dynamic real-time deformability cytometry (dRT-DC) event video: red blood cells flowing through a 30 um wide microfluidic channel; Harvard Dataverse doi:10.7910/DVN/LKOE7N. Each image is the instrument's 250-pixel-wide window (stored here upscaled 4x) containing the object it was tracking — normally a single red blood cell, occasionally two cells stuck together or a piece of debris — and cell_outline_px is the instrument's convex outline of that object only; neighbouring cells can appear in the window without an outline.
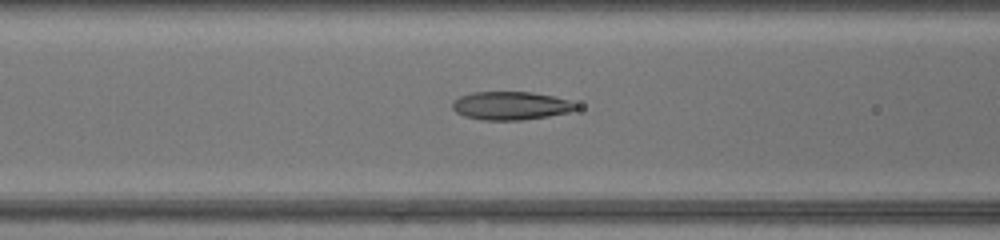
{"species": "common noctule bat (a hibernating species)", "species_latin": "Nyctalus noctula", "temperature_condition": "warm", "stored_images_in_passage": 48, "camera_frame_rate_fps": 3000, "um_per_image_px": 0.085, "animal": {"sex": "female", "body_mass_g": 17.0, "forearm_length_mm": 48.0}, "frame": {"image": 1, "passage_image": 21, "time_ms": 6.667, "image_size_px": [1000, 240], "cell_outline_px": [[580, 108], [568, 112], [548, 116], [520, 120], [480, 120], [464, 116], [456, 112], [452, 108], [452, 104], [460, 96], [472, 92], [532, 92], [552, 96], [568, 100], [576, 104]], "centroid_in_image_um": [43.4, 8.99], "position_along_channel_um": 123.2, "area_um2": 20.29}}
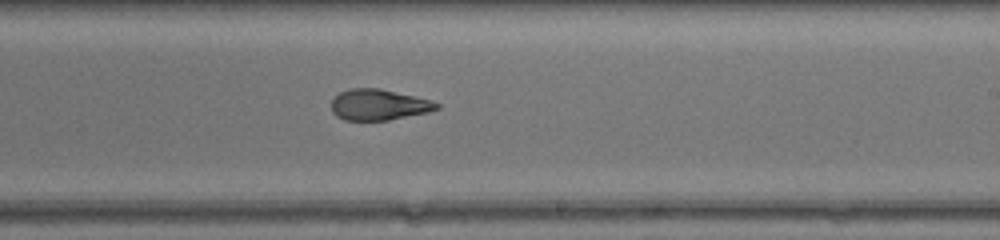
{"frame": {"image": 2, "passage_image": 30, "time_ms": 9.667, "image_size_px": [1000, 240], "cell_outline_px": [[440, 108], [428, 112], [388, 120], [344, 120], [336, 116], [332, 112], [332, 100], [340, 92], [348, 88], [380, 88], [432, 100], [440, 104]], "centroid_in_image_um": [32.2, 8.9], "position_along_channel_um": 256.8, "area_um2": 19.02}}
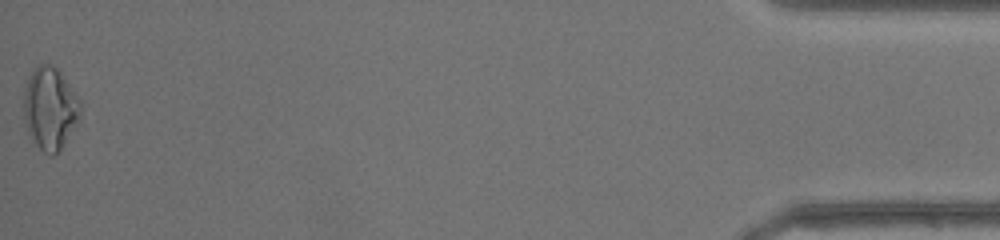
{"frame": {"image": 3, "passage_image": 48, "time_ms": 15.667, "image_size_px": [1000, 240], "cell_outline_px": [[80, 116], [60, 148], [52, 156], [44, 152], [36, 144], [28, 132], [24, 116], [24, 88], [32, 72], [40, 64], [52, 64], [60, 72], [80, 100]], "centroid_in_image_um": [4.23, 9.19], "position_along_channel_um": 431.0, "area_um2": 26.41}, "authors_computed_cell_mechanics": {"area_um2": 20.5768, "velocity_mm_per_s": 4.468, "shape_relaxation_time_tau1_ms": 10.8161, "shape_relaxation_time_tau2_ms": 1.6703, "deformation_change_tau1": 0.3072, "deformation_change_tau2": 0.0766}}